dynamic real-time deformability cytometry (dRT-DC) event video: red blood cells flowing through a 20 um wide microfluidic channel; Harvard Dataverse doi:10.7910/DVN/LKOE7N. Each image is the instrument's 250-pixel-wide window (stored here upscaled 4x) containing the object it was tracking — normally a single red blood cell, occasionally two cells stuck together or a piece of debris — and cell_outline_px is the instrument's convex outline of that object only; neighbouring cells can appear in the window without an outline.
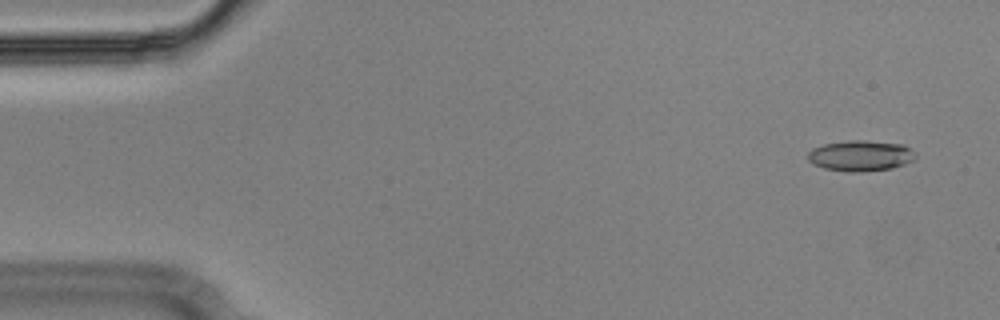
{"species": "Egyptian fruit bat (a non-hibernating species)", "species_latin": "Rousettus aegyptiacus", "temperature_condition": "cold", "stored_images_in_passage": 51, "camera_frame_rate_fps": 3000, "um_per_image_px": 0.085, "animal": {"sex": "male"}, "frame": {"image": 1, "passage_image": 1, "time_ms": 0.0, "image_size_px": [1000, 320], "cell_outline_px": [[916, 156], [912, 160], [904, 164], [892, 168], [860, 172], [848, 172], [824, 168], [812, 164], [808, 160], [808, 152], [812, 148], [824, 144], [852, 140], [864, 140], [904, 144], [916, 152]], "centroid_in_image_um": [73.15, 13.23], "position_along_channel_um": 11.9, "area_um2": 19.36}}
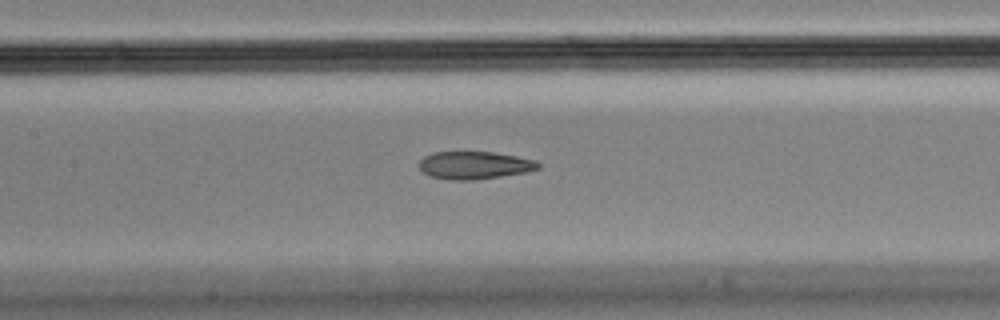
{"frame": {"image": 2, "passage_image": 23, "time_ms": 7.333, "image_size_px": [1000, 320], "cell_outline_px": [[540, 168], [528, 172], [476, 180], [452, 180], [432, 176], [424, 172], [420, 168], [420, 160], [424, 156], [432, 152], [492, 152], [516, 156], [536, 160], [540, 164]], "centroid_in_image_um": [40.37, 14.04], "position_along_channel_um": 167.0, "area_um2": 19.19}}
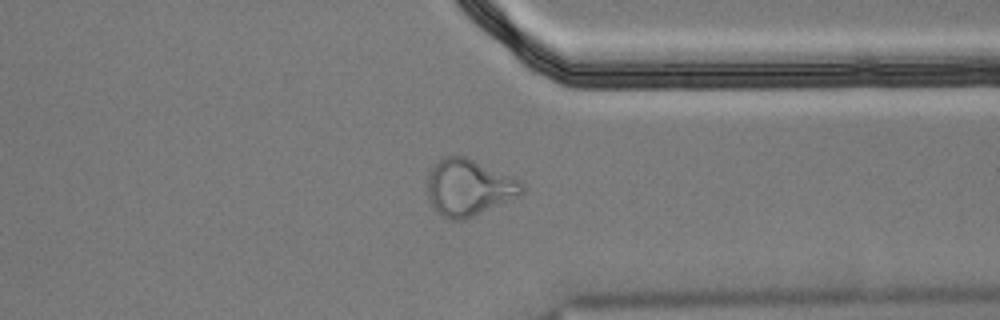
{"frame": {"image": 3, "passage_image": 40, "time_ms": 13.0, "image_size_px": [1000, 320], "cell_outline_px": [[524, 192], [520, 196], [464, 220], [448, 220], [432, 204], [428, 196], [428, 176], [432, 168], [444, 156], [464, 156], [512, 176], [520, 180], [524, 184]], "centroid_in_image_um": [39.89, 15.94], "position_along_channel_um": 371.5, "area_um2": 30.81}, "authors_computed_cell_mechanics": {"area_um2": 20.1144, "velocity_mm_per_s": 3.6496, "shape_relaxation_time_tau1_ms": null, "shape_relaxation_time_tau2_ms": 2.0277, "deformation_change_tau1": null, "deformation_change_tau2": 0.0987}}